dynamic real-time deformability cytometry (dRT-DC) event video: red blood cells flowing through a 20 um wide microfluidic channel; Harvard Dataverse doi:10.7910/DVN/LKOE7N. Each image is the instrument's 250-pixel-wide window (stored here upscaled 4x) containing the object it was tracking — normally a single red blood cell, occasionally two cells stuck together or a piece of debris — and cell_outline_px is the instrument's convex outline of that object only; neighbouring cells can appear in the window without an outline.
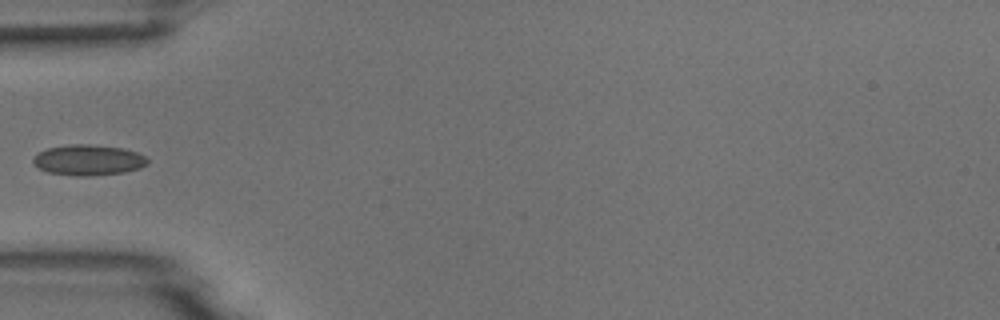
{"species": "common noctule bat (a hibernating species)", "species_latin": "Nyctalus noctula", "temperature_condition": "room temperature", "stored_images_in_passage": 6, "camera_frame_rate_fps": 3000, "um_per_image_px": 0.085, "animal": {"sex": "male", "body_mass_g": 18.8}, "frame": {"image": 1, "passage_image": 5, "time_ms": 4.667, "image_size_px": [1000, 320], "cell_outline_px": [[148, 164], [140, 168], [124, 172], [88, 176], [76, 176], [48, 172], [40, 168], [32, 160], [40, 152], [48, 148], [68, 144], [88, 144], [124, 148], [136, 152], [144, 156], [148, 160]], "centroid_in_image_um": [7.54, 13.6], "position_along_channel_um": 77.5, "area_um2": 20.23}}